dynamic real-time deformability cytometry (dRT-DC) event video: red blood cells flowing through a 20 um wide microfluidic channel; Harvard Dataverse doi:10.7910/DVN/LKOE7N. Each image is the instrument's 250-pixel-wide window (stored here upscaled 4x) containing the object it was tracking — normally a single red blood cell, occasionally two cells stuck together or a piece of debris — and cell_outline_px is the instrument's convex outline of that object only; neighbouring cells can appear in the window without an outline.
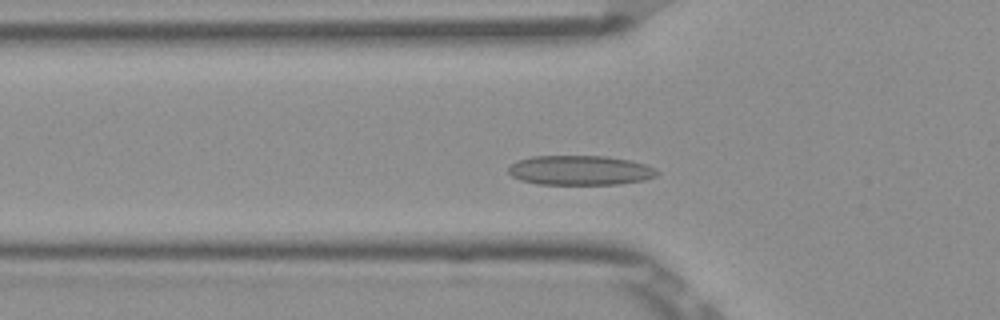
{"species": "Egyptian fruit bat (a non-hibernating species)", "species_latin": "Rousettus aegyptiacus", "temperature_condition": "room temperature", "stored_images_in_passage": 37, "camera_frame_rate_fps": 3000, "um_per_image_px": 0.085, "frame": {"image": 1, "passage_image": 9, "time_ms": 2.667, "image_size_px": [1000, 320], "cell_outline_px": [[660, 172], [656, 176], [644, 180], [620, 184], [540, 184], [520, 180], [512, 176], [508, 172], [508, 164], [516, 160], [532, 156], [608, 156], [628, 160], [644, 164], [656, 168]], "centroid_in_image_um": [49.29, 14.47], "position_along_channel_um": 76.5, "area_um2": 25.84}}
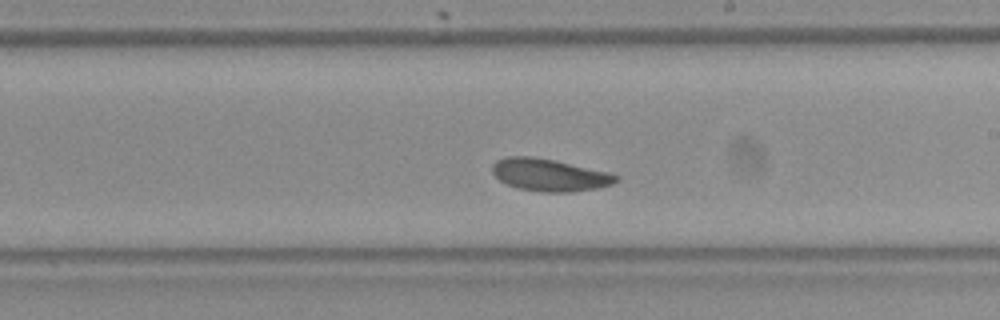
{"frame": {"image": 2, "passage_image": 22, "time_ms": 7.0, "image_size_px": [1000, 320], "cell_outline_px": [[620, 180], [612, 184], [600, 188], [572, 192], [540, 192], [516, 188], [500, 180], [492, 172], [492, 164], [496, 160], [508, 156], [532, 156], [552, 160], [608, 172], [620, 176]], "centroid_in_image_um": [46.71, 14.88], "position_along_channel_um": 242.3, "area_um2": 23.35}}
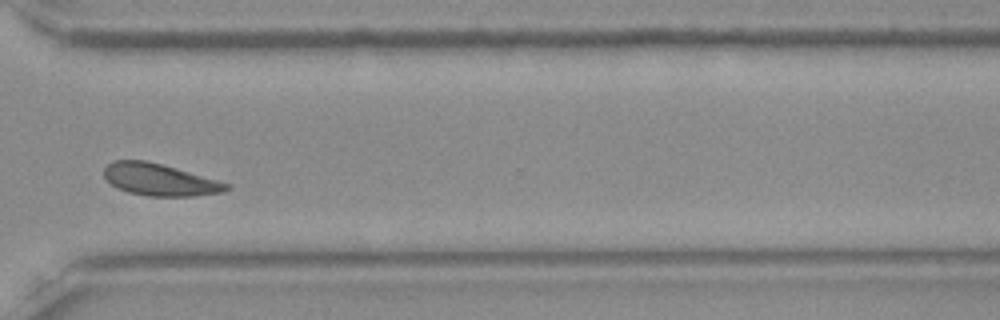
{"frame": {"image": 3, "passage_image": 31, "time_ms": 10.0, "image_size_px": [1000, 320], "cell_outline_px": [[232, 188], [224, 192], [196, 196], [148, 196], [128, 192], [112, 184], [104, 176], [104, 168], [112, 160], [148, 160], [232, 184]], "centroid_in_image_um": [13.62, 15.27], "position_along_channel_um": 357.0, "area_um2": 22.89}, "authors_computed_cell_mechanics": {"area_um2": 23.12, "velocity_mm_per_s": 3.8161, "shape_relaxation_time_tau1_ms": 5.54, "shape_relaxation_time_tau2_ms": 2.5086, "deformation_change_tau1": 0.1244, "deformation_change_tau2": 0.0754}}